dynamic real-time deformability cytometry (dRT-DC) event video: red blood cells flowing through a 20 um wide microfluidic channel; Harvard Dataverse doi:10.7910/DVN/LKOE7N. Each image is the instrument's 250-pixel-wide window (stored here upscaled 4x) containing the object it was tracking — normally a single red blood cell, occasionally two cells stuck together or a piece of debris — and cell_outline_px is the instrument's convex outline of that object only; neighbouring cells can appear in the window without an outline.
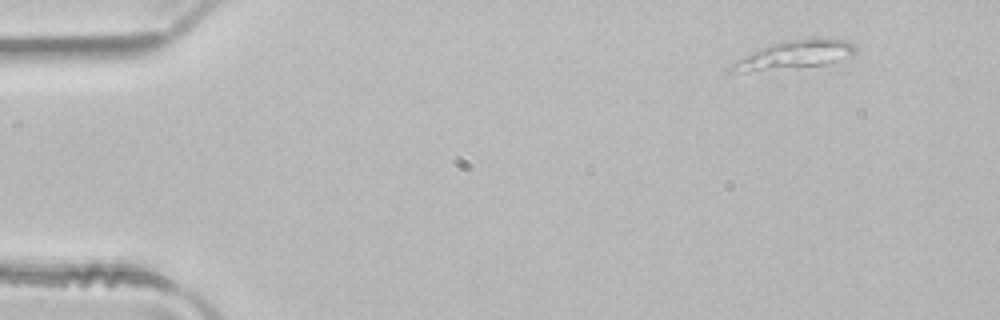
{"species": "common noctule bat (a hibernating species)", "species_latin": "Nyctalus noctula", "temperature_condition": "room temperature", "stored_images_in_passage": 3, "camera_frame_rate_fps": 3000, "um_per_image_px": 0.085, "animal": {"sex": "male", "body_mass_g": 21.5, "forearm_length_mm": 52.0}, "frame": {"image": 1, "passage_image": 1, "time_ms": 0.0, "image_size_px": [1000, 320], "cell_outline_px": [[856, 52], [852, 56], [824, 64], [796, 68], [744, 72], [724, 72], [724, 68], [764, 48], [776, 44], [792, 40], [848, 40], [856, 48]], "centroid_in_image_um": [67.52, 4.72], "position_along_channel_um": 17.5, "area_um2": 19.42}}